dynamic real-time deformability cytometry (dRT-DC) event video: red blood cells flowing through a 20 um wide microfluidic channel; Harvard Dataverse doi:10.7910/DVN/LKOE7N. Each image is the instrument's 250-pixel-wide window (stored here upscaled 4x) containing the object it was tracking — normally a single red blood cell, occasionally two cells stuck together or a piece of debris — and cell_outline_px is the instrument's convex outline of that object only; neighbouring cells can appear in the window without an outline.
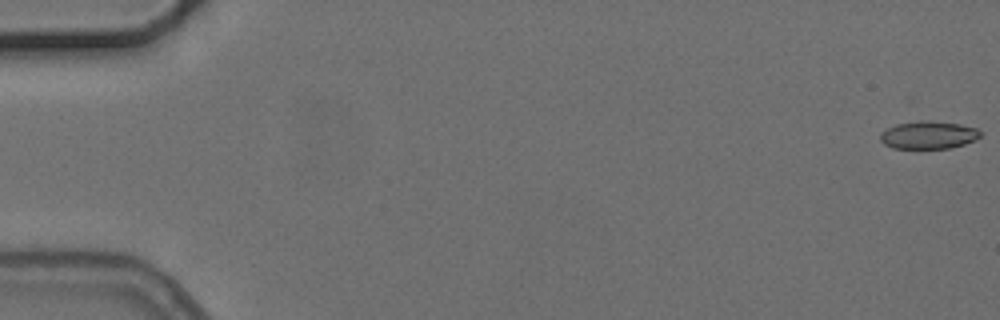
{"species": "common noctule bat (a hibernating species)", "species_latin": "Nyctalus noctula", "temperature_condition": "cold", "stored_images_in_passage": 5, "camera_frame_rate_fps": 3000, "um_per_image_px": 0.085, "animal": {"sex": "female", "body_mass_g": 24.6, "forearm_length_mm": 56.2}, "frame": {"image": 1, "passage_image": 1, "time_ms": 0.0, "image_size_px": [1000, 320], "cell_outline_px": [[980, 136], [976, 140], [952, 148], [892, 148], [884, 144], [880, 140], [880, 132], [896, 124], [920, 120], [928, 120], [960, 124], [976, 128], [980, 132]], "centroid_in_image_um": [78.91, 11.47], "position_along_channel_um": 6.1, "area_um2": 16.24}}
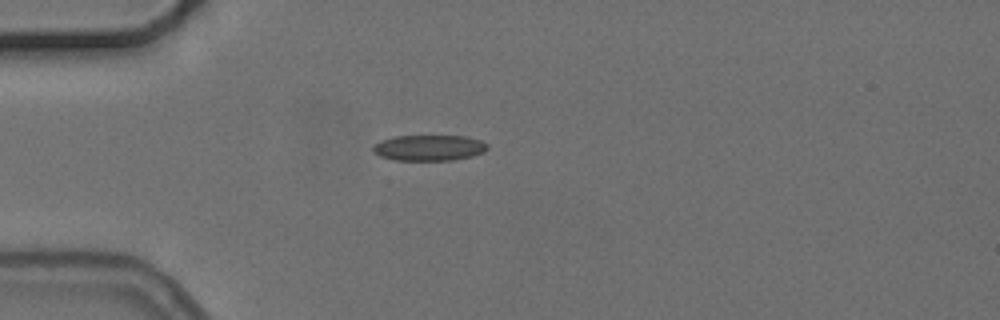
{"frame": {"image": 2, "passage_image": 4, "time_ms": 5.0, "image_size_px": [1000, 320], "cell_outline_px": [[488, 148], [484, 152], [472, 156], [452, 160], [392, 160], [380, 156], [372, 152], [372, 148], [380, 140], [396, 136], [464, 136], [480, 140], [488, 144]], "centroid_in_image_um": [36.46, 12.56], "position_along_channel_um": 48.5, "area_um2": 17.22}}